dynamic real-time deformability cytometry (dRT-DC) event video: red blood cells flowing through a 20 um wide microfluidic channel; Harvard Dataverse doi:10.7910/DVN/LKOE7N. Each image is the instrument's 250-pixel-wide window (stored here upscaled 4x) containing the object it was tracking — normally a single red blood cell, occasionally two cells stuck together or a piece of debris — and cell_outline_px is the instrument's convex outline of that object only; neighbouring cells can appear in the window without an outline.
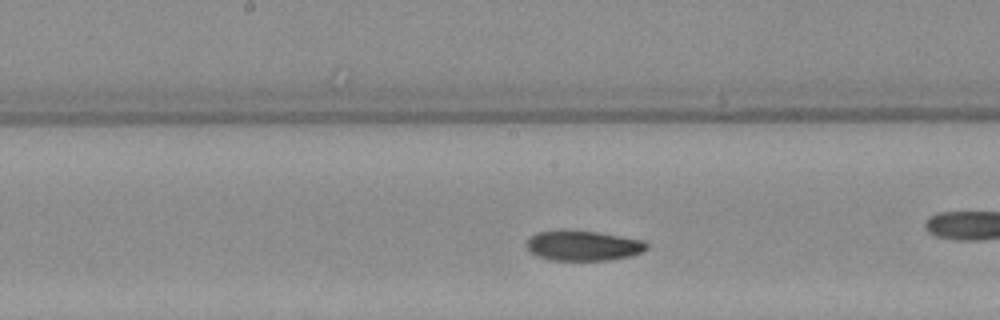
{"species": "Egyptian fruit bat (a non-hibernating species)", "species_latin": "Rousettus aegyptiacus", "temperature_condition": "warm", "stored_images_in_passage": 29, "camera_frame_rate_fps": 3000, "um_per_image_px": 0.085, "animal": {"sex": "female"}, "frame": {"image": 1, "passage_image": 13, "time_ms": 4.0, "image_size_px": [1000, 320], "cell_outline_px": [[648, 248], [640, 252], [628, 256], [608, 260], [548, 260], [536, 256], [528, 248], [528, 240], [536, 232], [596, 232], [644, 240], [648, 244]], "centroid_in_image_um": [49.6, 20.91], "position_along_channel_um": 198.6, "area_um2": 20.35}}
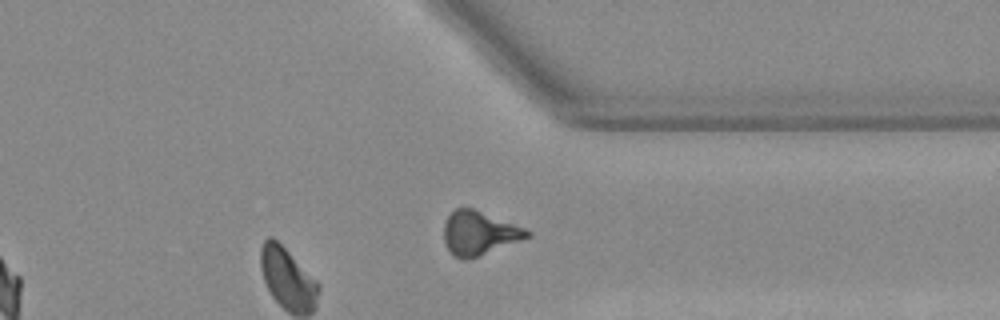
{"frame": {"image": 2, "passage_image": 29, "time_ms": 9.333, "image_size_px": [1000, 320], "cell_outline_px": [[532, 236], [476, 256], [456, 256], [448, 248], [444, 240], [444, 224], [448, 216], [456, 208], [472, 208], [524, 228], [532, 232]], "centroid_in_image_um": [40.74, 19.77], "position_along_channel_um": 370.7, "area_um2": 20.29}}